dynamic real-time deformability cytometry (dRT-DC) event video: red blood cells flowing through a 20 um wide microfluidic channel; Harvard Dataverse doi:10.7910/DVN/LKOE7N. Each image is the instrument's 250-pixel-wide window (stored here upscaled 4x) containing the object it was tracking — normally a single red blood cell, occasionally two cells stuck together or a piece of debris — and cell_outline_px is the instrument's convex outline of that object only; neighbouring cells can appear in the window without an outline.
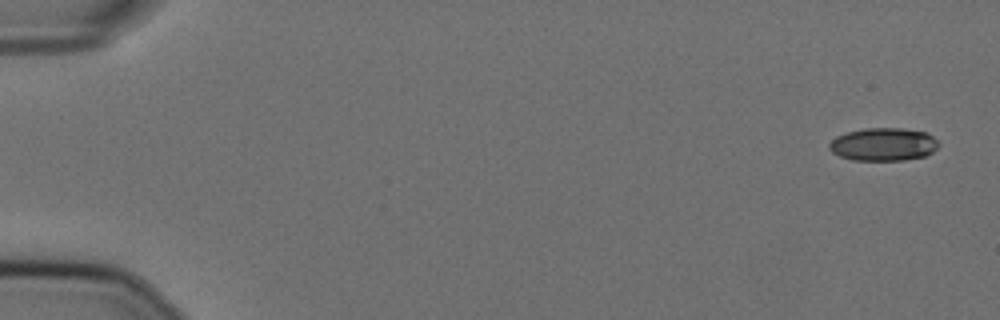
{"species": "Egyptian fruit bat (a non-hibernating species)", "species_latin": "Rousettus aegyptiacus", "temperature_condition": "cold", "stored_images_in_passage": 56, "camera_frame_rate_fps": 3000, "um_per_image_px": 0.085, "animal": {"sex": "female"}, "frame": {"image": 1, "passage_image": 1, "time_ms": 0.0, "image_size_px": [1000, 320], "cell_outline_px": [[940, 144], [932, 152], [924, 156], [904, 160], [852, 160], [840, 156], [832, 152], [828, 148], [828, 144], [836, 136], [848, 132], [864, 128], [904, 128], [924, 132], [932, 136]], "centroid_in_image_um": [75.07, 12.27], "position_along_channel_um": 9.9, "area_um2": 20.98}}
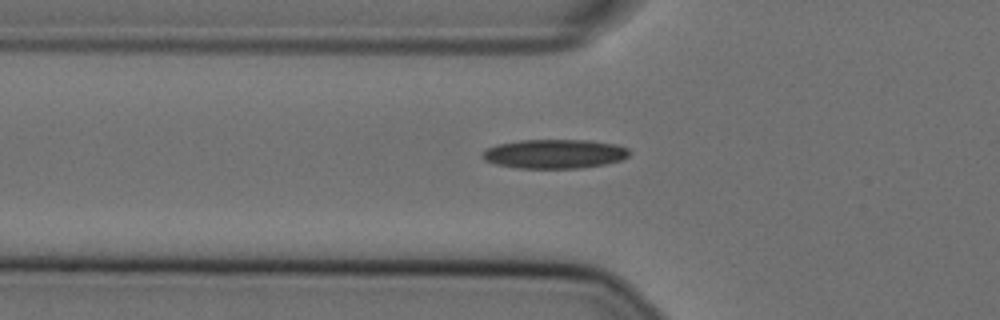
{"frame": {"image": 2, "passage_image": 19, "time_ms": 6.0, "image_size_px": [1000, 320], "cell_outline_px": [[628, 156], [620, 160], [604, 164], [580, 168], [516, 168], [496, 164], [484, 160], [480, 156], [480, 152], [496, 144], [520, 140], [588, 140], [616, 144], [628, 148]], "centroid_in_image_um": [47.08, 13.07], "position_along_channel_um": 78.7, "area_um2": 25.03}}
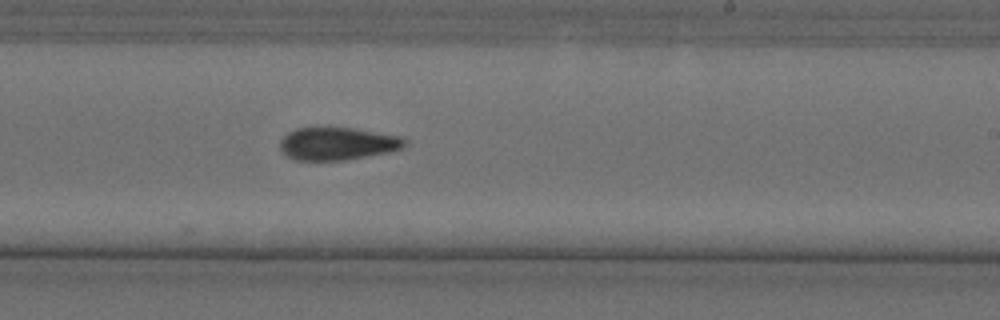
{"frame": {"image": 3, "passage_image": 34, "time_ms": 11.0, "image_size_px": [1000, 320], "cell_outline_px": [[404, 144], [400, 148], [388, 152], [344, 160], [296, 160], [288, 156], [280, 148], [280, 140], [288, 132], [296, 128], [352, 128], [400, 136], [404, 140]], "centroid_in_image_um": [28.64, 12.21], "position_along_channel_um": 260.4, "area_um2": 23.29}, "authors_computed_cell_mechanics": {"area_um2": 23.3512, "velocity_mm_per_s": 3.6196, "shape_relaxation_time_tau1_ms": null, "shape_relaxation_time_tau2_ms": 5.7266, "deformation_change_tau1": null, "deformation_change_tau2": 0.139}}